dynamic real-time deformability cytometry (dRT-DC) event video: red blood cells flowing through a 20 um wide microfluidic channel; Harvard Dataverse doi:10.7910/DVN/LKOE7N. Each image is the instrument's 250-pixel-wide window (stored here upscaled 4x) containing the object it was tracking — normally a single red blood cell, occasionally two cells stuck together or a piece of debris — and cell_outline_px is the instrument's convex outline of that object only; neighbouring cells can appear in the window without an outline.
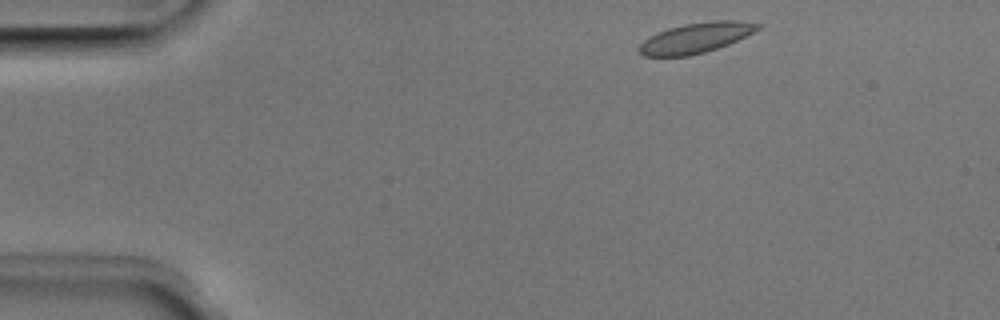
{"species": "Egyptian fruit bat (a non-hibernating species)", "species_latin": "Rousettus aegyptiacus", "temperature_condition": "room temperature", "stored_images_in_passage": 46, "camera_frame_rate_fps": 3000, "um_per_image_px": 0.085, "animal": {"sex": "male"}, "frame": {"image": 1, "passage_image": 2, "time_ms": 0.333, "image_size_px": [1000, 320], "cell_outline_px": [[760, 28], [728, 44], [704, 52], [688, 56], [644, 56], [640, 52], [640, 44], [648, 36], [668, 28], [684, 24], [716, 20], [736, 20], [760, 24]], "centroid_in_image_um": [59.11, 3.21], "position_along_channel_um": 25.9, "area_um2": 20.52}}
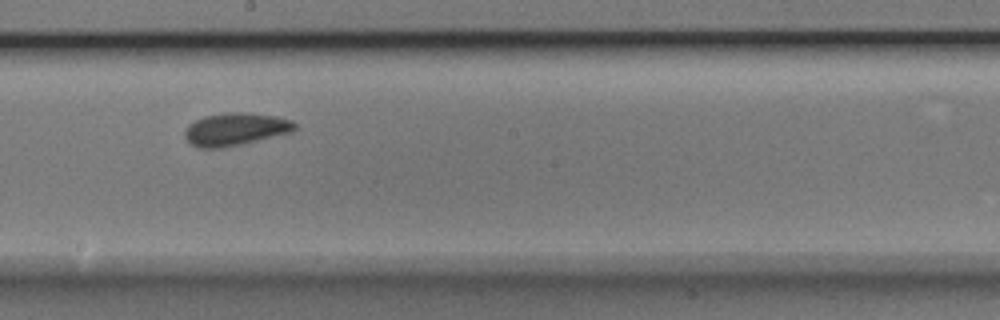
{"frame": {"image": 2, "passage_image": 23, "time_ms": 7.333, "image_size_px": [1000, 320], "cell_outline_px": [[296, 128], [292, 132], [240, 144], [220, 148], [200, 148], [192, 144], [184, 136], [184, 132], [188, 124], [204, 116], [224, 112], [248, 112], [276, 116], [292, 120], [296, 124]], "centroid_in_image_um": [20.01, 10.96], "position_along_channel_um": 228.2, "area_um2": 20.92}}
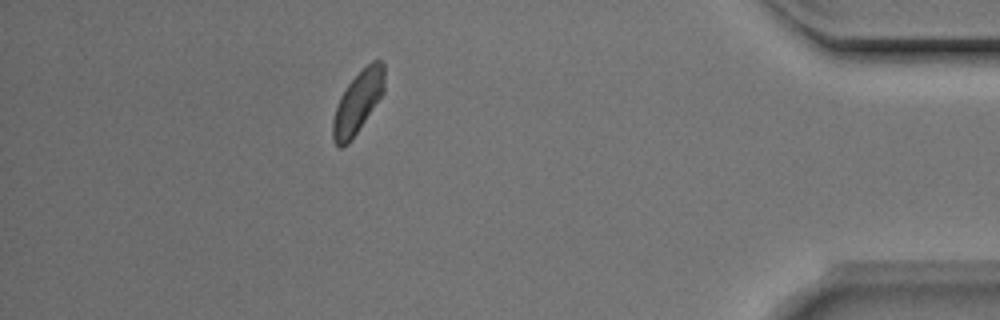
{"frame": {"image": 3, "passage_image": 40, "time_ms": 13.0, "image_size_px": [1000, 320], "cell_outline_px": [[384, 92], [348, 144], [340, 148], [332, 140], [332, 120], [340, 96], [348, 84], [372, 60], [380, 60], [384, 64]], "centroid_in_image_um": [30.4, 8.7], "position_along_channel_um": 404.8, "area_um2": 18.26}, "authors_computed_cell_mechanics": {"area_um2": 20.0566, "velocity_mm_per_s": 3.912, "shape_relaxation_time_tau1_ms": 2.524, "shape_relaxation_time_tau2_ms": null, "deformation_change_tau1": 0.0671, "deformation_change_tau2": null}}